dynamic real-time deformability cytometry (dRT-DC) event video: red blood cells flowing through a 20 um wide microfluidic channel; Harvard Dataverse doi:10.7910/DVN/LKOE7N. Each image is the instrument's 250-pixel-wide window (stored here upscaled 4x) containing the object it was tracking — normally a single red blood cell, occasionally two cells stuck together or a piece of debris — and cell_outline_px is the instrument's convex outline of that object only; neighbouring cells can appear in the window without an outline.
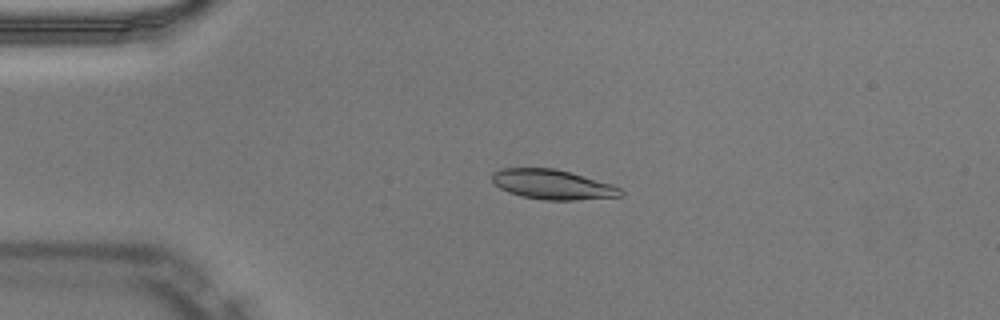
{"species": "Egyptian fruit bat (a non-hibernating species)", "species_latin": "Rousettus aegyptiacus", "temperature_condition": "warm", "stored_images_in_passage": 40, "camera_frame_rate_fps": 3000, "um_per_image_px": 0.085, "animal": {"sex": "male"}, "frame": {"image": 1, "passage_image": 1, "time_ms": 0.0, "image_size_px": [1000, 320], "cell_outline_px": [[624, 192], [620, 196], [576, 200], [544, 200], [520, 196], [508, 192], [500, 188], [492, 180], [492, 172], [500, 168], [556, 168], [612, 184], [620, 188]], "centroid_in_image_um": [46.95, 15.68], "position_along_channel_um": 38.1, "area_um2": 22.31}}
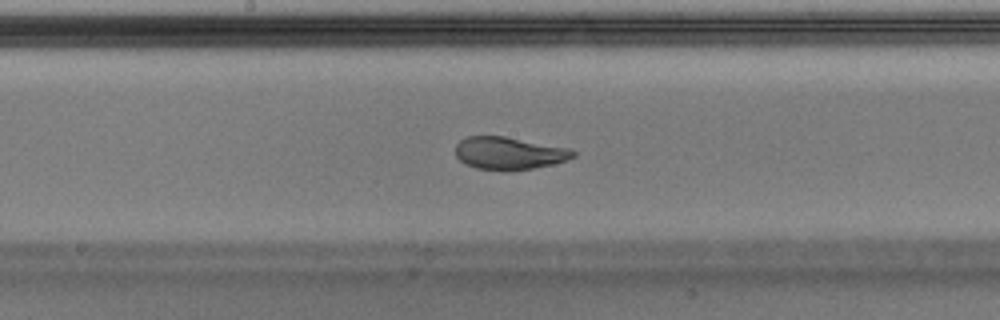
{"frame": {"image": 2, "passage_image": 16, "time_ms": 5.0, "image_size_px": [1000, 320], "cell_outline_px": [[576, 156], [552, 164], [532, 168], [508, 172], [476, 168], [464, 164], [456, 156], [456, 144], [460, 140], [468, 136], [504, 136], [572, 148], [576, 152]], "centroid_in_image_um": [43.27, 13.03], "position_along_channel_um": 204.9, "area_um2": 22.6}}
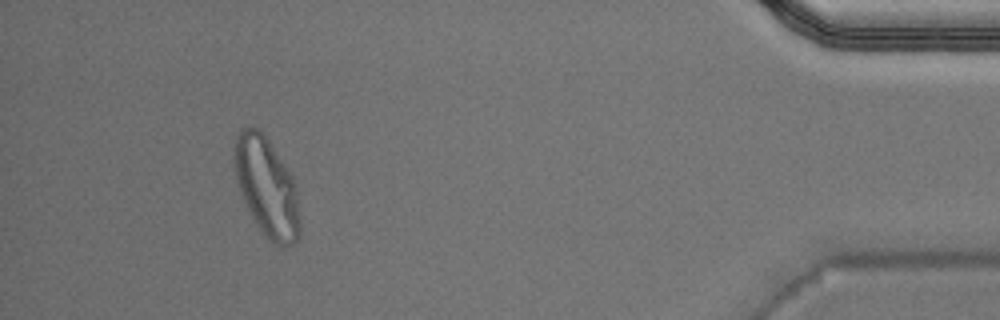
{"frame": {"image": 3, "passage_image": 36, "time_ms": 11.667, "image_size_px": [1000, 320], "cell_outline_px": [[300, 236], [292, 244], [276, 244], [268, 240], [256, 224], [240, 192], [236, 176], [232, 156], [232, 148], [236, 136], [240, 128], [252, 124], [268, 140], [292, 176], [296, 196], [300, 220]], "centroid_in_image_um": [22.62, 15.86], "position_along_channel_um": 412.6, "area_um2": 37.45}, "authors_computed_cell_mechanics": {"area_um2": 23.6402, "velocity_mm_per_s": 4.0033, "shape_relaxation_time_tau1_ms": 5.6967, "shape_relaxation_time_tau2_ms": null, "deformation_change_tau1": 0.1958, "deformation_change_tau2": null}}